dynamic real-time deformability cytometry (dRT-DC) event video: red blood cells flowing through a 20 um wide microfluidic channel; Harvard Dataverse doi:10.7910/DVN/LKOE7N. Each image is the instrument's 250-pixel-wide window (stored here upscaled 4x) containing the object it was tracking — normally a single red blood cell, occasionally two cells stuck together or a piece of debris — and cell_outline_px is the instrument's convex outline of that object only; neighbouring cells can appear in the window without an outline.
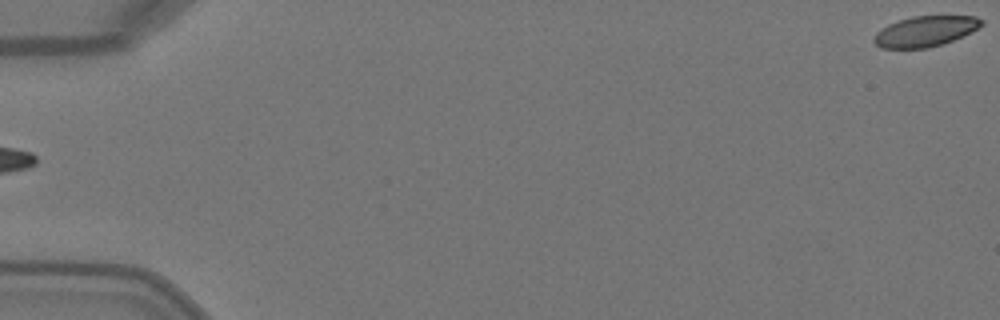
{"species": "Egyptian fruit bat (a non-hibernating species)", "species_latin": "Rousettus aegyptiacus", "temperature_condition": "warm", "stored_images_in_passage": 4, "segment_of_instrument_passage": [2, 2], "camera_frame_rate_fps": 3000, "um_per_image_px": 0.085, "animal": {"sex": "female"}, "frame": {"image": 1, "passage_image": 4, "time_ms": 1.0, "image_size_px": [1000, 320], "cell_outline_px": [[984, 24], [972, 32], [952, 40], [928, 48], [880, 48], [872, 40], [876, 32], [888, 24], [912, 16], [976, 16], [984, 20]], "centroid_in_image_um": [78.65, 2.65], "position_along_channel_um": 6.3, "area_um2": 19.07}}